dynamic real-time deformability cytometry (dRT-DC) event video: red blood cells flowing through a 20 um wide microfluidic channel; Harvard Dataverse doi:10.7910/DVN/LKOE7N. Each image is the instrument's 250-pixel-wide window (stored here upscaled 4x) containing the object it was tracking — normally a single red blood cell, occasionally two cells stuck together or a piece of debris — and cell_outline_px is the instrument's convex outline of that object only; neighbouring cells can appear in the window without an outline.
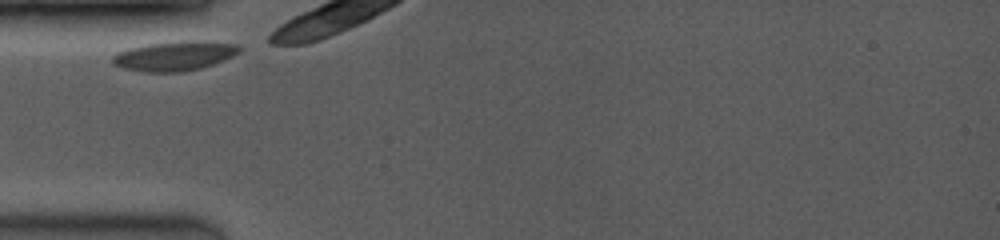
{"species": "common noctule bat (a hibernating species)", "species_latin": "Nyctalus noctula", "temperature_condition": "room temperature", "stored_images_in_passage": 3, "camera_frame_rate_fps": 3500, "um_per_image_px": 0.085, "animal": {"sex": "female", "body_mass_g": 19.0, "forearm_length_mm": 53.3}, "frame": {"image": 1, "passage_image": 1, "time_ms": 0.0, "image_size_px": [1000, 240], "cell_outline_px": [[244, 48], [240, 52], [224, 60], [200, 68], [184, 72], [144, 72], [120, 68], [112, 64], [112, 56], [128, 48], [148, 44], [236, 44]], "centroid_in_image_um": [14.73, 4.83], "position_along_channel_um": 70.3, "area_um2": 20.58}}